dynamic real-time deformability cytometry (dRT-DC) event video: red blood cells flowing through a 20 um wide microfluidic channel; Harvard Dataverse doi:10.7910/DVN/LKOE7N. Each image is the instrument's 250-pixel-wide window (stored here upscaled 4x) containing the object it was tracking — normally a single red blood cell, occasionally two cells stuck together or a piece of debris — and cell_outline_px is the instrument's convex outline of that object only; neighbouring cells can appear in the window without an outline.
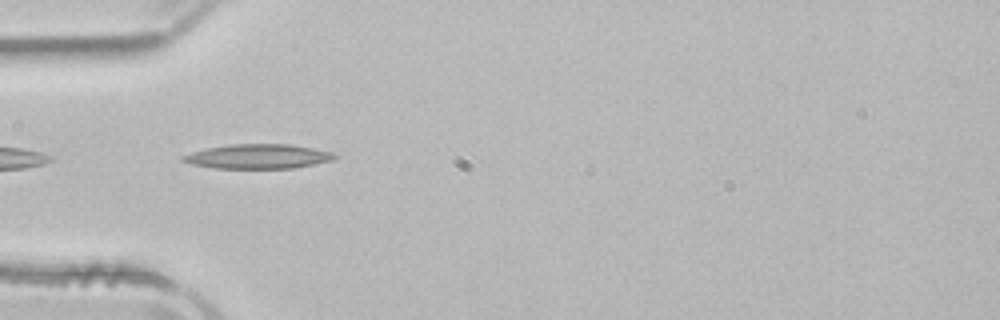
{"species": "common noctule bat (a hibernating species)", "species_latin": "Nyctalus noctula", "temperature_condition": "room temperature", "stored_images_in_passage": 4, "camera_frame_rate_fps": 3000, "um_per_image_px": 0.085, "animal": {"sex": "male", "body_mass_g": 21.5, "forearm_length_mm": 52.0}, "frame": {"image": 1, "passage_image": 2, "time_ms": 0.333, "image_size_px": [1000, 320], "cell_outline_px": [[336, 156], [332, 160], [292, 168], [216, 168], [192, 164], [180, 160], [180, 156], [192, 152], [208, 148], [232, 144], [292, 144], [336, 152]], "centroid_in_image_um": [21.94, 13.29], "position_along_channel_um": 63.1, "area_um2": 21.56}}